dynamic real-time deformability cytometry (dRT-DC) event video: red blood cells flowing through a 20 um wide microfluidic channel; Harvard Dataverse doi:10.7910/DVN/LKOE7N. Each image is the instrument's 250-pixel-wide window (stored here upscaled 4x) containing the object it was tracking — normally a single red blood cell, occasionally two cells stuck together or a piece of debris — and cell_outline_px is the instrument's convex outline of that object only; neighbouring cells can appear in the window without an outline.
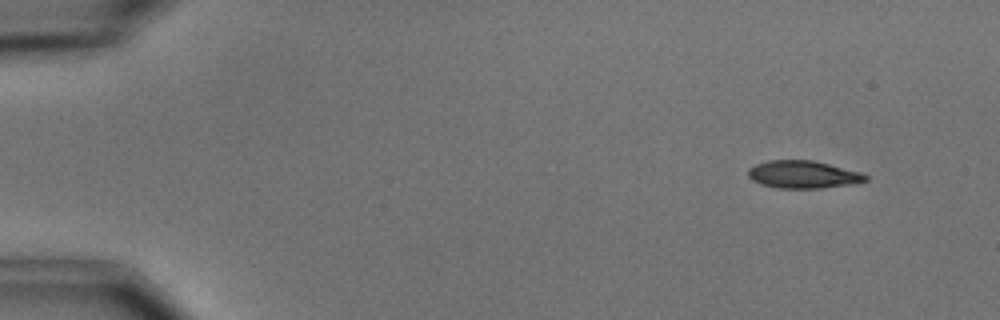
{"species": "common noctule bat (a hibernating species)", "species_latin": "Nyctalus noctula", "temperature_condition": "cold", "stored_images_in_passage": 5, "camera_frame_rate_fps": 3000, "um_per_image_px": 0.085, "animal": {"sex": "male", "body_mass_g": 15.6}, "frame": {"image": 1, "passage_image": 1, "time_ms": 0.0, "image_size_px": [1000, 320], "cell_outline_px": [[868, 180], [856, 184], [820, 188], [776, 188], [760, 184], [752, 180], [748, 176], [748, 168], [756, 164], [768, 160], [812, 160], [864, 172], [868, 176]], "centroid_in_image_um": [68.3, 14.83], "position_along_channel_um": 16.7, "area_um2": 19.19}}
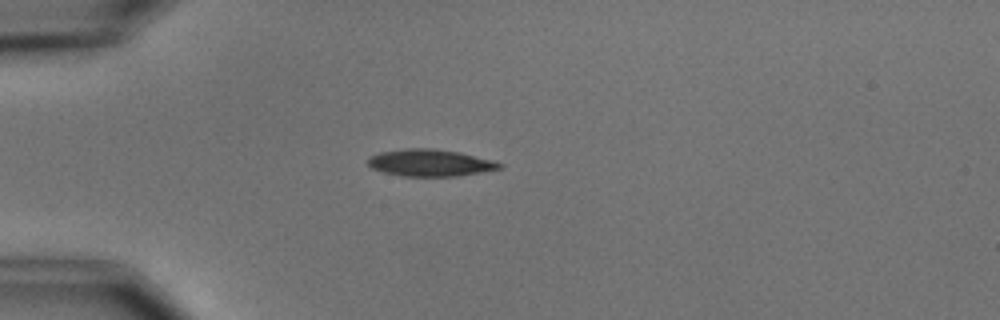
{"frame": {"image": 2, "passage_image": 3, "time_ms": 3.333, "image_size_px": [1000, 320], "cell_outline_px": [[504, 168], [484, 172], [456, 176], [400, 176], [384, 172], [372, 168], [368, 164], [368, 156], [380, 152], [404, 148], [436, 148], [460, 152], [492, 160], [504, 164]], "centroid_in_image_um": [36.58, 13.83], "position_along_channel_um": 48.4, "area_um2": 20.92}}